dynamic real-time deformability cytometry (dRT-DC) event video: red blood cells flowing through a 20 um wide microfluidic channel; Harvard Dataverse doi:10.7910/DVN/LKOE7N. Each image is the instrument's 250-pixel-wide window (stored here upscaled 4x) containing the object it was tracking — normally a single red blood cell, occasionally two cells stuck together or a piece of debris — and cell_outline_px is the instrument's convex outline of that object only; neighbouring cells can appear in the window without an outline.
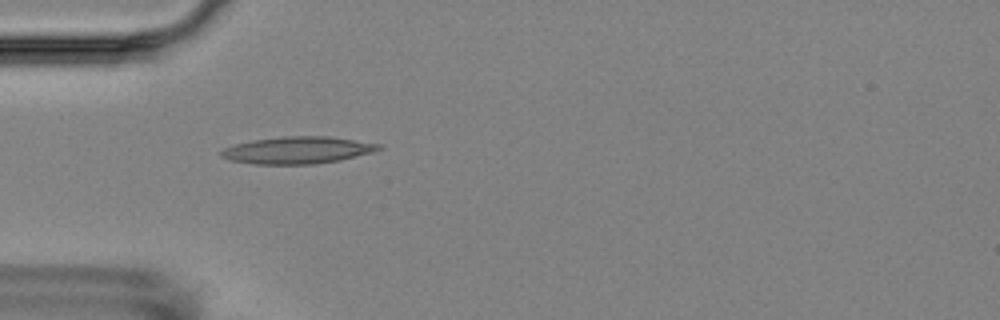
{"species": "Egyptian fruit bat (a non-hibernating species)", "species_latin": "Rousettus aegyptiacus", "temperature_condition": "room temperature", "stored_images_in_passage": 6, "camera_frame_rate_fps": 3000, "um_per_image_px": 0.085, "animal": {"sex": "female"}, "frame": {"image": 1, "passage_image": 5, "time_ms": 4.667, "image_size_px": [1000, 320], "cell_outline_px": [[384, 148], [376, 152], [340, 160], [312, 164], [252, 164], [228, 160], [220, 156], [220, 152], [224, 148], [236, 144], [252, 140], [284, 136], [328, 136], [380, 144]], "centroid_in_image_um": [25.3, 12.77], "position_along_channel_um": 59.7, "area_um2": 24.97}}